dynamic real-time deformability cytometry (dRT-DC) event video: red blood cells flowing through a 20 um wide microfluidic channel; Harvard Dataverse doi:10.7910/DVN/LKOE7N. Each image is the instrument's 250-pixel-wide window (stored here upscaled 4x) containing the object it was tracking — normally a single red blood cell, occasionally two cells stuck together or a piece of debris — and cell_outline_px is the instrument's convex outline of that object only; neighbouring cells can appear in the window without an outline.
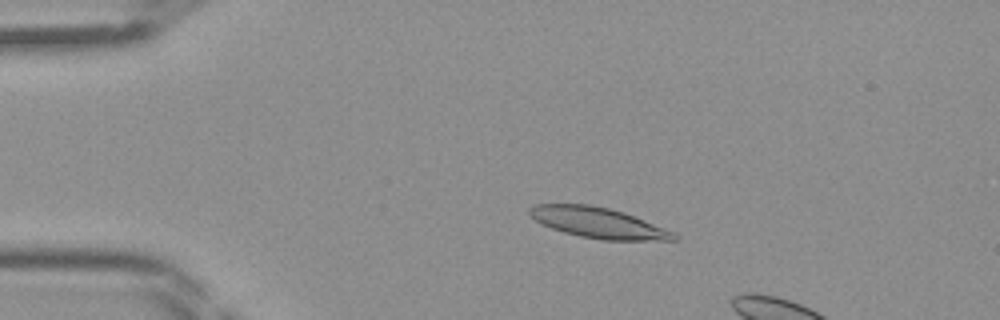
{"species": "Egyptian fruit bat (a non-hibernating species)", "species_latin": "Rousettus aegyptiacus", "temperature_condition": "room temperature", "stored_images_in_passage": 11, "camera_frame_rate_fps": 3000, "um_per_image_px": 0.085, "frame": {"image": 1, "passage_image": 7, "time_ms": 2.0, "image_size_px": [1000, 320], "cell_outline_px": [[680, 240], [604, 240], [580, 236], [564, 232], [552, 228], [536, 220], [528, 212], [528, 208], [532, 204], [588, 204], [608, 208], [624, 212], [676, 232], [680, 236]], "centroid_in_image_um": [50.91, 18.93], "position_along_channel_um": 34.1, "area_um2": 25.72}}